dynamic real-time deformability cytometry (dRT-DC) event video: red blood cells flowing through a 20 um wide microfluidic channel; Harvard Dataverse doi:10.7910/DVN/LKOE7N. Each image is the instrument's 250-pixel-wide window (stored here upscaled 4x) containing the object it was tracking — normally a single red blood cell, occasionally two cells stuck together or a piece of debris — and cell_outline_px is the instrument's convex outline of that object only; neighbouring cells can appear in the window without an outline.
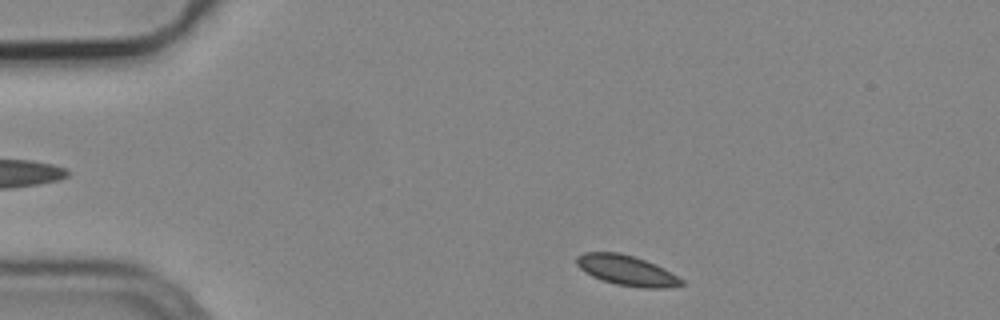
{"species": "common noctule bat (a hibernating species)", "species_latin": "Nyctalus noctula", "temperature_condition": "cold", "stored_images_in_passage": 47, "camera_frame_rate_fps": 3000, "um_per_image_px": 0.085, "animal": {"sex": "male", "body_mass_g": 19.2, "forearm_length_mm": 51.8}, "frame": {"image": 1, "passage_image": 2, "time_ms": 0.333, "image_size_px": [1000, 320], "cell_outline_px": [[684, 284], [668, 288], [640, 288], [616, 284], [592, 276], [584, 272], [576, 264], [576, 256], [584, 252], [620, 252], [656, 264], [664, 268], [684, 280]], "centroid_in_image_um": [53.27, 22.98], "position_along_channel_um": 31.7, "area_um2": 18.5}}
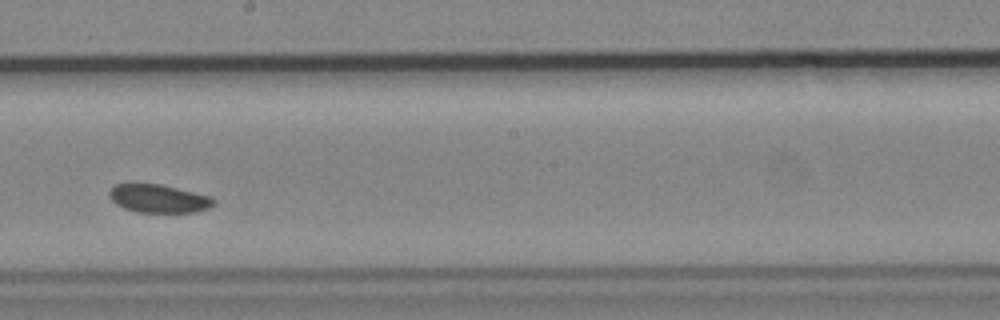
{"frame": {"image": 2, "passage_image": 23, "time_ms": 7.333, "image_size_px": [1000, 320], "cell_outline_px": [[216, 204], [208, 208], [192, 212], [136, 212], [124, 208], [116, 204], [108, 196], [108, 192], [116, 184], [132, 180], [160, 184], [208, 196], [216, 200]], "centroid_in_image_um": [13.39, 16.84], "position_along_channel_um": 234.8, "area_um2": 17.57}}
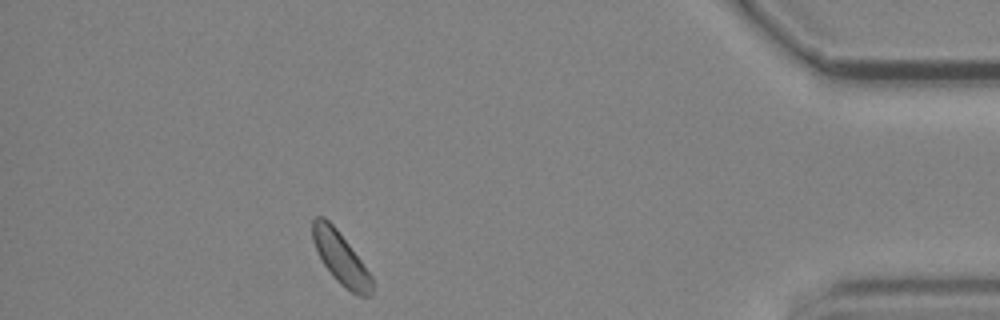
{"frame": {"image": 3, "passage_image": 41, "time_ms": 13.333, "image_size_px": [1000, 320], "cell_outline_px": [[372, 296], [360, 296], [352, 292], [340, 284], [332, 276], [324, 264], [312, 240], [312, 220], [316, 216], [324, 216], [336, 228], [372, 276]], "centroid_in_image_um": [28.95, 21.94], "position_along_channel_um": 406.3, "area_um2": 17.69}}